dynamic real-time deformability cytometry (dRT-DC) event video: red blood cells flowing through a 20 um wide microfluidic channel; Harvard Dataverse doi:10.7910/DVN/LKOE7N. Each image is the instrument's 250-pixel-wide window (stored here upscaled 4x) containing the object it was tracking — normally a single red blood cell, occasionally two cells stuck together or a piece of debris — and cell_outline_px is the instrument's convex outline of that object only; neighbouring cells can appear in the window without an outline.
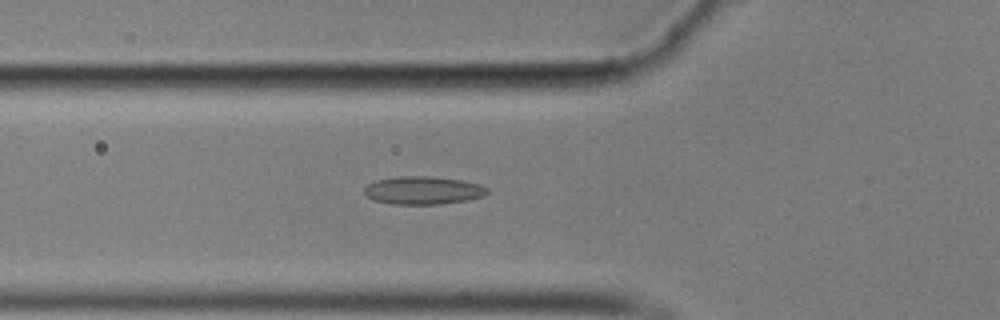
{"species": "common noctule bat (a hibernating species)", "species_latin": "Nyctalus noctula", "temperature_condition": "cold", "stored_images_in_passage": 57, "camera_frame_rate_fps": 3000, "um_per_image_px": 0.085, "animal": {"sex": "male", "body_mass_g": 17.9}, "frame": {"image": 1, "passage_image": 20, "time_ms": 6.333, "image_size_px": [1000, 320], "cell_outline_px": [[488, 192], [484, 196], [468, 200], [440, 204], [388, 204], [372, 200], [364, 192], [364, 188], [368, 184], [376, 180], [396, 176], [432, 176], [464, 180], [480, 184], [488, 188]], "centroid_in_image_um": [35.97, 16.17], "position_along_channel_um": 89.8, "area_um2": 20.35}}
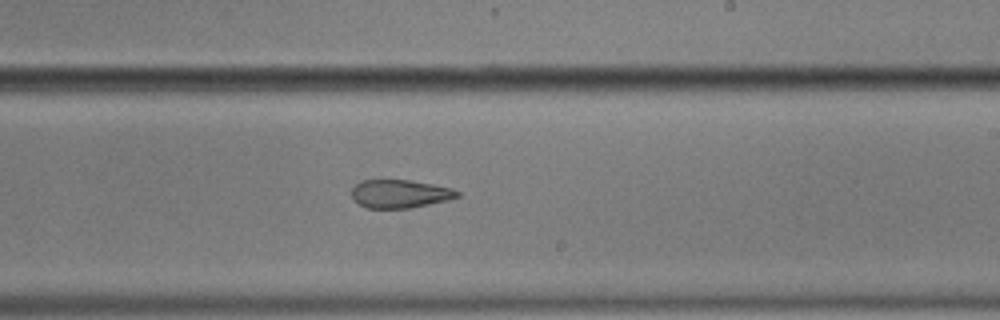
{"frame": {"image": 2, "passage_image": 34, "time_ms": 11.0, "image_size_px": [1000, 320], "cell_outline_px": [[460, 196], [448, 200], [408, 208], [368, 208], [360, 204], [352, 196], [352, 188], [360, 180], [408, 180], [432, 184], [452, 188], [460, 192]], "centroid_in_image_um": [34.01, 16.46], "position_along_channel_um": 255.0, "area_um2": 17.22}}
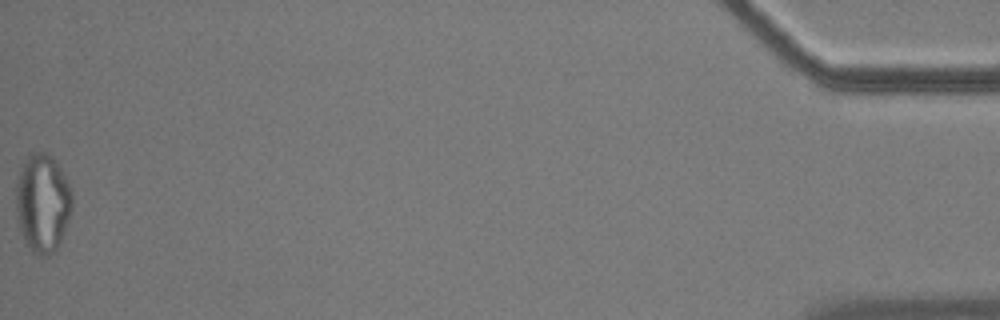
{"frame": {"image": 3, "passage_image": 57, "time_ms": 18.667, "image_size_px": [1000, 320], "cell_outline_px": [[72, 208], [60, 244], [48, 256], [40, 256], [32, 252], [24, 240], [16, 220], [16, 184], [24, 160], [28, 152], [48, 152], [56, 160], [64, 172], [72, 192]], "centroid_in_image_um": [3.62, 17.23], "position_along_channel_um": 431.6, "area_um2": 32.71}, "authors_computed_cell_mechanics": {"area_um2": 20.23, "velocity_mm_per_s": 3.5308, "shape_relaxation_time_tau1_ms": null, "shape_relaxation_time_tau2_ms": 4.0328, "deformation_change_tau1": null, "deformation_change_tau2": 0.1131}}